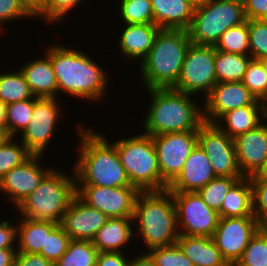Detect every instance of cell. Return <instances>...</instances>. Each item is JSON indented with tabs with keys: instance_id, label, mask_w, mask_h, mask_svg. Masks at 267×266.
<instances>
[{
	"instance_id": "obj_46",
	"label": "cell",
	"mask_w": 267,
	"mask_h": 266,
	"mask_svg": "<svg viewBox=\"0 0 267 266\" xmlns=\"http://www.w3.org/2000/svg\"><path fill=\"white\" fill-rule=\"evenodd\" d=\"M126 252H98L96 266H129Z\"/></svg>"
},
{
	"instance_id": "obj_15",
	"label": "cell",
	"mask_w": 267,
	"mask_h": 266,
	"mask_svg": "<svg viewBox=\"0 0 267 266\" xmlns=\"http://www.w3.org/2000/svg\"><path fill=\"white\" fill-rule=\"evenodd\" d=\"M140 191L134 186L104 187L76 185V196L86 205L98 209L109 218L133 217Z\"/></svg>"
},
{
	"instance_id": "obj_9",
	"label": "cell",
	"mask_w": 267,
	"mask_h": 266,
	"mask_svg": "<svg viewBox=\"0 0 267 266\" xmlns=\"http://www.w3.org/2000/svg\"><path fill=\"white\" fill-rule=\"evenodd\" d=\"M215 52L214 46L191 43L173 89L194 96L198 93L205 98L217 83Z\"/></svg>"
},
{
	"instance_id": "obj_23",
	"label": "cell",
	"mask_w": 267,
	"mask_h": 266,
	"mask_svg": "<svg viewBox=\"0 0 267 266\" xmlns=\"http://www.w3.org/2000/svg\"><path fill=\"white\" fill-rule=\"evenodd\" d=\"M152 24L161 30H187L193 19L195 4L190 0H151Z\"/></svg>"
},
{
	"instance_id": "obj_49",
	"label": "cell",
	"mask_w": 267,
	"mask_h": 266,
	"mask_svg": "<svg viewBox=\"0 0 267 266\" xmlns=\"http://www.w3.org/2000/svg\"><path fill=\"white\" fill-rule=\"evenodd\" d=\"M17 249H0V266H13Z\"/></svg>"
},
{
	"instance_id": "obj_10",
	"label": "cell",
	"mask_w": 267,
	"mask_h": 266,
	"mask_svg": "<svg viewBox=\"0 0 267 266\" xmlns=\"http://www.w3.org/2000/svg\"><path fill=\"white\" fill-rule=\"evenodd\" d=\"M176 211L179 235L213 236L219 222V214L210 208L198 192L171 191Z\"/></svg>"
},
{
	"instance_id": "obj_33",
	"label": "cell",
	"mask_w": 267,
	"mask_h": 266,
	"mask_svg": "<svg viewBox=\"0 0 267 266\" xmlns=\"http://www.w3.org/2000/svg\"><path fill=\"white\" fill-rule=\"evenodd\" d=\"M214 47L218 51L249 55V19L238 26L227 29Z\"/></svg>"
},
{
	"instance_id": "obj_41",
	"label": "cell",
	"mask_w": 267,
	"mask_h": 266,
	"mask_svg": "<svg viewBox=\"0 0 267 266\" xmlns=\"http://www.w3.org/2000/svg\"><path fill=\"white\" fill-rule=\"evenodd\" d=\"M147 253L154 261L155 266H194L183 254L177 243L156 247L150 249Z\"/></svg>"
},
{
	"instance_id": "obj_17",
	"label": "cell",
	"mask_w": 267,
	"mask_h": 266,
	"mask_svg": "<svg viewBox=\"0 0 267 266\" xmlns=\"http://www.w3.org/2000/svg\"><path fill=\"white\" fill-rule=\"evenodd\" d=\"M256 101L257 98L242 81L216 83L202 101L203 120L215 123L224 113L253 105Z\"/></svg>"
},
{
	"instance_id": "obj_32",
	"label": "cell",
	"mask_w": 267,
	"mask_h": 266,
	"mask_svg": "<svg viewBox=\"0 0 267 266\" xmlns=\"http://www.w3.org/2000/svg\"><path fill=\"white\" fill-rule=\"evenodd\" d=\"M38 97L18 101L6 106V136L17 137L32 118L34 103ZM21 131V132H20Z\"/></svg>"
},
{
	"instance_id": "obj_22",
	"label": "cell",
	"mask_w": 267,
	"mask_h": 266,
	"mask_svg": "<svg viewBox=\"0 0 267 266\" xmlns=\"http://www.w3.org/2000/svg\"><path fill=\"white\" fill-rule=\"evenodd\" d=\"M43 56L42 58L31 59L19 70L34 97L58 98V83L51 59L46 53Z\"/></svg>"
},
{
	"instance_id": "obj_30",
	"label": "cell",
	"mask_w": 267,
	"mask_h": 266,
	"mask_svg": "<svg viewBox=\"0 0 267 266\" xmlns=\"http://www.w3.org/2000/svg\"><path fill=\"white\" fill-rule=\"evenodd\" d=\"M35 98L20 70L0 73V100L6 105Z\"/></svg>"
},
{
	"instance_id": "obj_1",
	"label": "cell",
	"mask_w": 267,
	"mask_h": 266,
	"mask_svg": "<svg viewBox=\"0 0 267 266\" xmlns=\"http://www.w3.org/2000/svg\"><path fill=\"white\" fill-rule=\"evenodd\" d=\"M63 45L51 44L44 51L51 59L58 94H69L70 97L81 98L92 104V101L103 99L110 82L107 71L81 50Z\"/></svg>"
},
{
	"instance_id": "obj_12",
	"label": "cell",
	"mask_w": 267,
	"mask_h": 266,
	"mask_svg": "<svg viewBox=\"0 0 267 266\" xmlns=\"http://www.w3.org/2000/svg\"><path fill=\"white\" fill-rule=\"evenodd\" d=\"M198 145L210 160L219 177H244L235 152L234 139L215 123L203 122L198 128Z\"/></svg>"
},
{
	"instance_id": "obj_21",
	"label": "cell",
	"mask_w": 267,
	"mask_h": 266,
	"mask_svg": "<svg viewBox=\"0 0 267 266\" xmlns=\"http://www.w3.org/2000/svg\"><path fill=\"white\" fill-rule=\"evenodd\" d=\"M117 45L123 59L140 62L147 56L154 45L160 28L153 24H125Z\"/></svg>"
},
{
	"instance_id": "obj_51",
	"label": "cell",
	"mask_w": 267,
	"mask_h": 266,
	"mask_svg": "<svg viewBox=\"0 0 267 266\" xmlns=\"http://www.w3.org/2000/svg\"><path fill=\"white\" fill-rule=\"evenodd\" d=\"M35 16L43 7L45 0H19Z\"/></svg>"
},
{
	"instance_id": "obj_14",
	"label": "cell",
	"mask_w": 267,
	"mask_h": 266,
	"mask_svg": "<svg viewBox=\"0 0 267 266\" xmlns=\"http://www.w3.org/2000/svg\"><path fill=\"white\" fill-rule=\"evenodd\" d=\"M59 98H39L34 103L32 118L20 133L21 142L32 155L44 156L46 148L56 132L58 120L62 117Z\"/></svg>"
},
{
	"instance_id": "obj_53",
	"label": "cell",
	"mask_w": 267,
	"mask_h": 266,
	"mask_svg": "<svg viewBox=\"0 0 267 266\" xmlns=\"http://www.w3.org/2000/svg\"><path fill=\"white\" fill-rule=\"evenodd\" d=\"M254 176L266 177L267 178V157H266V160H265V163H264L262 169Z\"/></svg>"
},
{
	"instance_id": "obj_52",
	"label": "cell",
	"mask_w": 267,
	"mask_h": 266,
	"mask_svg": "<svg viewBox=\"0 0 267 266\" xmlns=\"http://www.w3.org/2000/svg\"><path fill=\"white\" fill-rule=\"evenodd\" d=\"M6 104L0 100V132L6 134Z\"/></svg>"
},
{
	"instance_id": "obj_16",
	"label": "cell",
	"mask_w": 267,
	"mask_h": 266,
	"mask_svg": "<svg viewBox=\"0 0 267 266\" xmlns=\"http://www.w3.org/2000/svg\"><path fill=\"white\" fill-rule=\"evenodd\" d=\"M41 155H31L21 165L12 168L0 179V191L8 195L14 207L34 192L42 180L54 169L40 164ZM41 165V166H40Z\"/></svg>"
},
{
	"instance_id": "obj_34",
	"label": "cell",
	"mask_w": 267,
	"mask_h": 266,
	"mask_svg": "<svg viewBox=\"0 0 267 266\" xmlns=\"http://www.w3.org/2000/svg\"><path fill=\"white\" fill-rule=\"evenodd\" d=\"M17 138L19 137L14 139V137L6 136L0 143V179L12 168L21 165L32 155Z\"/></svg>"
},
{
	"instance_id": "obj_31",
	"label": "cell",
	"mask_w": 267,
	"mask_h": 266,
	"mask_svg": "<svg viewBox=\"0 0 267 266\" xmlns=\"http://www.w3.org/2000/svg\"><path fill=\"white\" fill-rule=\"evenodd\" d=\"M98 250L89 240H70L65 254L54 266H96Z\"/></svg>"
},
{
	"instance_id": "obj_43",
	"label": "cell",
	"mask_w": 267,
	"mask_h": 266,
	"mask_svg": "<svg viewBox=\"0 0 267 266\" xmlns=\"http://www.w3.org/2000/svg\"><path fill=\"white\" fill-rule=\"evenodd\" d=\"M253 211L262 226H267V178L251 176Z\"/></svg>"
},
{
	"instance_id": "obj_35",
	"label": "cell",
	"mask_w": 267,
	"mask_h": 266,
	"mask_svg": "<svg viewBox=\"0 0 267 266\" xmlns=\"http://www.w3.org/2000/svg\"><path fill=\"white\" fill-rule=\"evenodd\" d=\"M234 266H267V227L262 226L252 237Z\"/></svg>"
},
{
	"instance_id": "obj_8",
	"label": "cell",
	"mask_w": 267,
	"mask_h": 266,
	"mask_svg": "<svg viewBox=\"0 0 267 266\" xmlns=\"http://www.w3.org/2000/svg\"><path fill=\"white\" fill-rule=\"evenodd\" d=\"M247 20L244 5L237 0H204L195 5L188 29L192 44L214 46L229 28Z\"/></svg>"
},
{
	"instance_id": "obj_28",
	"label": "cell",
	"mask_w": 267,
	"mask_h": 266,
	"mask_svg": "<svg viewBox=\"0 0 267 266\" xmlns=\"http://www.w3.org/2000/svg\"><path fill=\"white\" fill-rule=\"evenodd\" d=\"M219 217L254 216L250 177L240 179L223 199Z\"/></svg>"
},
{
	"instance_id": "obj_47",
	"label": "cell",
	"mask_w": 267,
	"mask_h": 266,
	"mask_svg": "<svg viewBox=\"0 0 267 266\" xmlns=\"http://www.w3.org/2000/svg\"><path fill=\"white\" fill-rule=\"evenodd\" d=\"M13 266H54V263L34 253H17Z\"/></svg>"
},
{
	"instance_id": "obj_37",
	"label": "cell",
	"mask_w": 267,
	"mask_h": 266,
	"mask_svg": "<svg viewBox=\"0 0 267 266\" xmlns=\"http://www.w3.org/2000/svg\"><path fill=\"white\" fill-rule=\"evenodd\" d=\"M242 178L244 177L216 176L206 186L201 188L198 193L210 208L219 212L227 193Z\"/></svg>"
},
{
	"instance_id": "obj_56",
	"label": "cell",
	"mask_w": 267,
	"mask_h": 266,
	"mask_svg": "<svg viewBox=\"0 0 267 266\" xmlns=\"http://www.w3.org/2000/svg\"><path fill=\"white\" fill-rule=\"evenodd\" d=\"M5 137H6V134L3 132H0V143L4 140Z\"/></svg>"
},
{
	"instance_id": "obj_55",
	"label": "cell",
	"mask_w": 267,
	"mask_h": 266,
	"mask_svg": "<svg viewBox=\"0 0 267 266\" xmlns=\"http://www.w3.org/2000/svg\"><path fill=\"white\" fill-rule=\"evenodd\" d=\"M191 2H193L195 5H199L201 4L204 0H190Z\"/></svg>"
},
{
	"instance_id": "obj_50",
	"label": "cell",
	"mask_w": 267,
	"mask_h": 266,
	"mask_svg": "<svg viewBox=\"0 0 267 266\" xmlns=\"http://www.w3.org/2000/svg\"><path fill=\"white\" fill-rule=\"evenodd\" d=\"M129 266H155L154 261L147 252H142L137 257L131 258Z\"/></svg>"
},
{
	"instance_id": "obj_18",
	"label": "cell",
	"mask_w": 267,
	"mask_h": 266,
	"mask_svg": "<svg viewBox=\"0 0 267 266\" xmlns=\"http://www.w3.org/2000/svg\"><path fill=\"white\" fill-rule=\"evenodd\" d=\"M267 118L257 126L234 139L238 166L244 177L256 175L267 157Z\"/></svg>"
},
{
	"instance_id": "obj_13",
	"label": "cell",
	"mask_w": 267,
	"mask_h": 266,
	"mask_svg": "<svg viewBox=\"0 0 267 266\" xmlns=\"http://www.w3.org/2000/svg\"><path fill=\"white\" fill-rule=\"evenodd\" d=\"M261 227L255 216L220 217L211 238L226 262L234 266Z\"/></svg>"
},
{
	"instance_id": "obj_20",
	"label": "cell",
	"mask_w": 267,
	"mask_h": 266,
	"mask_svg": "<svg viewBox=\"0 0 267 266\" xmlns=\"http://www.w3.org/2000/svg\"><path fill=\"white\" fill-rule=\"evenodd\" d=\"M215 177L209 158L197 145L187 158L180 174L167 189L169 191L198 192Z\"/></svg>"
},
{
	"instance_id": "obj_26",
	"label": "cell",
	"mask_w": 267,
	"mask_h": 266,
	"mask_svg": "<svg viewBox=\"0 0 267 266\" xmlns=\"http://www.w3.org/2000/svg\"><path fill=\"white\" fill-rule=\"evenodd\" d=\"M176 243L194 266H230L212 238L179 235Z\"/></svg>"
},
{
	"instance_id": "obj_7",
	"label": "cell",
	"mask_w": 267,
	"mask_h": 266,
	"mask_svg": "<svg viewBox=\"0 0 267 266\" xmlns=\"http://www.w3.org/2000/svg\"><path fill=\"white\" fill-rule=\"evenodd\" d=\"M130 184L140 192L162 191L168 185L162 180L158 165L157 153L152 136L133 134L129 138L111 141Z\"/></svg>"
},
{
	"instance_id": "obj_27",
	"label": "cell",
	"mask_w": 267,
	"mask_h": 266,
	"mask_svg": "<svg viewBox=\"0 0 267 266\" xmlns=\"http://www.w3.org/2000/svg\"><path fill=\"white\" fill-rule=\"evenodd\" d=\"M17 225V253L38 254L45 250L46 234L59 224L51 221L31 220L22 217Z\"/></svg>"
},
{
	"instance_id": "obj_38",
	"label": "cell",
	"mask_w": 267,
	"mask_h": 266,
	"mask_svg": "<svg viewBox=\"0 0 267 266\" xmlns=\"http://www.w3.org/2000/svg\"><path fill=\"white\" fill-rule=\"evenodd\" d=\"M242 83L257 98V100H261L267 104V75L259 60L251 59Z\"/></svg>"
},
{
	"instance_id": "obj_5",
	"label": "cell",
	"mask_w": 267,
	"mask_h": 266,
	"mask_svg": "<svg viewBox=\"0 0 267 266\" xmlns=\"http://www.w3.org/2000/svg\"><path fill=\"white\" fill-rule=\"evenodd\" d=\"M191 43L187 30H160L149 53L138 64L144 87L173 88Z\"/></svg>"
},
{
	"instance_id": "obj_24",
	"label": "cell",
	"mask_w": 267,
	"mask_h": 266,
	"mask_svg": "<svg viewBox=\"0 0 267 266\" xmlns=\"http://www.w3.org/2000/svg\"><path fill=\"white\" fill-rule=\"evenodd\" d=\"M266 118L267 104L261 100H257L253 105L236 108L224 113L215 124L232 139H235L255 129Z\"/></svg>"
},
{
	"instance_id": "obj_11",
	"label": "cell",
	"mask_w": 267,
	"mask_h": 266,
	"mask_svg": "<svg viewBox=\"0 0 267 266\" xmlns=\"http://www.w3.org/2000/svg\"><path fill=\"white\" fill-rule=\"evenodd\" d=\"M162 180L169 186L198 145V131L152 136Z\"/></svg>"
},
{
	"instance_id": "obj_25",
	"label": "cell",
	"mask_w": 267,
	"mask_h": 266,
	"mask_svg": "<svg viewBox=\"0 0 267 266\" xmlns=\"http://www.w3.org/2000/svg\"><path fill=\"white\" fill-rule=\"evenodd\" d=\"M133 222V217L109 218L95 234L92 244L98 252H126L123 248L130 245L136 234Z\"/></svg>"
},
{
	"instance_id": "obj_6",
	"label": "cell",
	"mask_w": 267,
	"mask_h": 266,
	"mask_svg": "<svg viewBox=\"0 0 267 266\" xmlns=\"http://www.w3.org/2000/svg\"><path fill=\"white\" fill-rule=\"evenodd\" d=\"M58 171L54 168L39 187L15 208L21 217L61 224L66 210L76 196V179L74 171L69 175Z\"/></svg>"
},
{
	"instance_id": "obj_36",
	"label": "cell",
	"mask_w": 267,
	"mask_h": 266,
	"mask_svg": "<svg viewBox=\"0 0 267 266\" xmlns=\"http://www.w3.org/2000/svg\"><path fill=\"white\" fill-rule=\"evenodd\" d=\"M119 17L123 24H152L154 12L151 0H120Z\"/></svg>"
},
{
	"instance_id": "obj_40",
	"label": "cell",
	"mask_w": 267,
	"mask_h": 266,
	"mask_svg": "<svg viewBox=\"0 0 267 266\" xmlns=\"http://www.w3.org/2000/svg\"><path fill=\"white\" fill-rule=\"evenodd\" d=\"M83 0H45L42 9L34 16L42 21H48V24L61 23L65 20L66 15L75 8L76 5L82 4ZM43 18V19H42ZM53 22V23H52Z\"/></svg>"
},
{
	"instance_id": "obj_39",
	"label": "cell",
	"mask_w": 267,
	"mask_h": 266,
	"mask_svg": "<svg viewBox=\"0 0 267 266\" xmlns=\"http://www.w3.org/2000/svg\"><path fill=\"white\" fill-rule=\"evenodd\" d=\"M249 55L257 60L267 58L266 19H249Z\"/></svg>"
},
{
	"instance_id": "obj_48",
	"label": "cell",
	"mask_w": 267,
	"mask_h": 266,
	"mask_svg": "<svg viewBox=\"0 0 267 266\" xmlns=\"http://www.w3.org/2000/svg\"><path fill=\"white\" fill-rule=\"evenodd\" d=\"M244 8L247 19L267 20V0H249Z\"/></svg>"
},
{
	"instance_id": "obj_29",
	"label": "cell",
	"mask_w": 267,
	"mask_h": 266,
	"mask_svg": "<svg viewBox=\"0 0 267 266\" xmlns=\"http://www.w3.org/2000/svg\"><path fill=\"white\" fill-rule=\"evenodd\" d=\"M252 57L216 50L215 71L217 83L242 81Z\"/></svg>"
},
{
	"instance_id": "obj_3",
	"label": "cell",
	"mask_w": 267,
	"mask_h": 266,
	"mask_svg": "<svg viewBox=\"0 0 267 266\" xmlns=\"http://www.w3.org/2000/svg\"><path fill=\"white\" fill-rule=\"evenodd\" d=\"M150 94L148 113L144 116L143 133L157 136L167 133L198 131L203 120V107L194 95L173 88L146 89ZM193 97V98H192Z\"/></svg>"
},
{
	"instance_id": "obj_57",
	"label": "cell",
	"mask_w": 267,
	"mask_h": 266,
	"mask_svg": "<svg viewBox=\"0 0 267 266\" xmlns=\"http://www.w3.org/2000/svg\"><path fill=\"white\" fill-rule=\"evenodd\" d=\"M240 4L245 5L249 0H237Z\"/></svg>"
},
{
	"instance_id": "obj_45",
	"label": "cell",
	"mask_w": 267,
	"mask_h": 266,
	"mask_svg": "<svg viewBox=\"0 0 267 266\" xmlns=\"http://www.w3.org/2000/svg\"><path fill=\"white\" fill-rule=\"evenodd\" d=\"M13 225L8 220L0 222V249H17L15 245H17L18 224Z\"/></svg>"
},
{
	"instance_id": "obj_19",
	"label": "cell",
	"mask_w": 267,
	"mask_h": 266,
	"mask_svg": "<svg viewBox=\"0 0 267 266\" xmlns=\"http://www.w3.org/2000/svg\"><path fill=\"white\" fill-rule=\"evenodd\" d=\"M108 219L103 212L86 205L75 196L60 225L71 240L92 241Z\"/></svg>"
},
{
	"instance_id": "obj_4",
	"label": "cell",
	"mask_w": 267,
	"mask_h": 266,
	"mask_svg": "<svg viewBox=\"0 0 267 266\" xmlns=\"http://www.w3.org/2000/svg\"><path fill=\"white\" fill-rule=\"evenodd\" d=\"M134 227L148 252L156 247L176 243L179 231L177 211L171 191L140 192L137 196L133 216Z\"/></svg>"
},
{
	"instance_id": "obj_54",
	"label": "cell",
	"mask_w": 267,
	"mask_h": 266,
	"mask_svg": "<svg viewBox=\"0 0 267 266\" xmlns=\"http://www.w3.org/2000/svg\"><path fill=\"white\" fill-rule=\"evenodd\" d=\"M259 61L262 63L264 71H265V73L267 75V58L260 59Z\"/></svg>"
},
{
	"instance_id": "obj_44",
	"label": "cell",
	"mask_w": 267,
	"mask_h": 266,
	"mask_svg": "<svg viewBox=\"0 0 267 266\" xmlns=\"http://www.w3.org/2000/svg\"><path fill=\"white\" fill-rule=\"evenodd\" d=\"M28 17L33 19L34 16L19 0H0V31L3 32L5 23L14 22L16 19H29Z\"/></svg>"
},
{
	"instance_id": "obj_2",
	"label": "cell",
	"mask_w": 267,
	"mask_h": 266,
	"mask_svg": "<svg viewBox=\"0 0 267 266\" xmlns=\"http://www.w3.org/2000/svg\"><path fill=\"white\" fill-rule=\"evenodd\" d=\"M81 125L77 130L80 137L79 156L72 168L76 185L113 188L132 186L114 144L106 139V135L95 132L96 129Z\"/></svg>"
},
{
	"instance_id": "obj_42",
	"label": "cell",
	"mask_w": 267,
	"mask_h": 266,
	"mask_svg": "<svg viewBox=\"0 0 267 266\" xmlns=\"http://www.w3.org/2000/svg\"><path fill=\"white\" fill-rule=\"evenodd\" d=\"M70 240L59 224L50 234H46L45 250L38 254L55 264L65 254Z\"/></svg>"
}]
</instances>
